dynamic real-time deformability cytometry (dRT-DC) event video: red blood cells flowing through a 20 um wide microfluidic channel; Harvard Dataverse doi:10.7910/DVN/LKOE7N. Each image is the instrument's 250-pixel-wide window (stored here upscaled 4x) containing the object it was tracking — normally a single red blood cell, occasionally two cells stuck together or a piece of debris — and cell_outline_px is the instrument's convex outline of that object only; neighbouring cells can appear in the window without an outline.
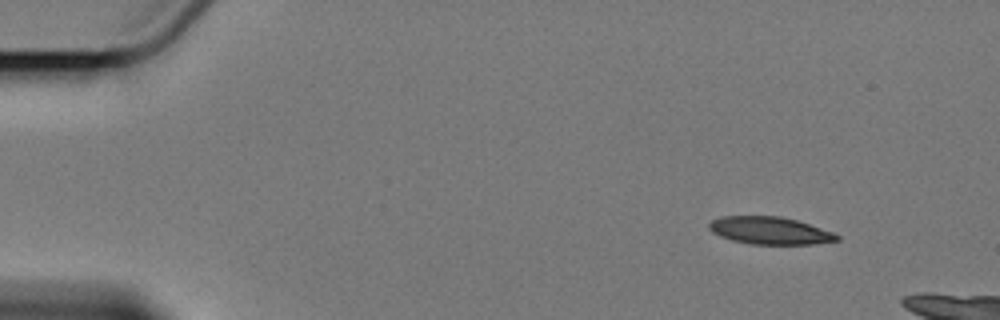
{"species": "Egyptian fruit bat (a non-hibernating species)", "species_latin": "Rousettus aegyptiacus", "temperature_condition": "cold", "stored_images_in_passage": 4, "camera_frame_rate_fps": 3000, "um_per_image_px": 0.085, "animal": {"sex": "female"}, "frame": {"image": 1, "passage_image": 1, "time_ms": 0.0, "image_size_px": [1000, 320], "cell_outline_px": [[840, 240], [812, 244], [752, 244], [732, 240], [720, 236], [712, 232], [708, 228], [708, 224], [712, 220], [720, 216], [780, 216], [796, 220], [836, 232], [840, 236]], "centroid_in_image_um": [65.46, 19.59], "position_along_channel_um": 19.5, "area_um2": 20.58}}